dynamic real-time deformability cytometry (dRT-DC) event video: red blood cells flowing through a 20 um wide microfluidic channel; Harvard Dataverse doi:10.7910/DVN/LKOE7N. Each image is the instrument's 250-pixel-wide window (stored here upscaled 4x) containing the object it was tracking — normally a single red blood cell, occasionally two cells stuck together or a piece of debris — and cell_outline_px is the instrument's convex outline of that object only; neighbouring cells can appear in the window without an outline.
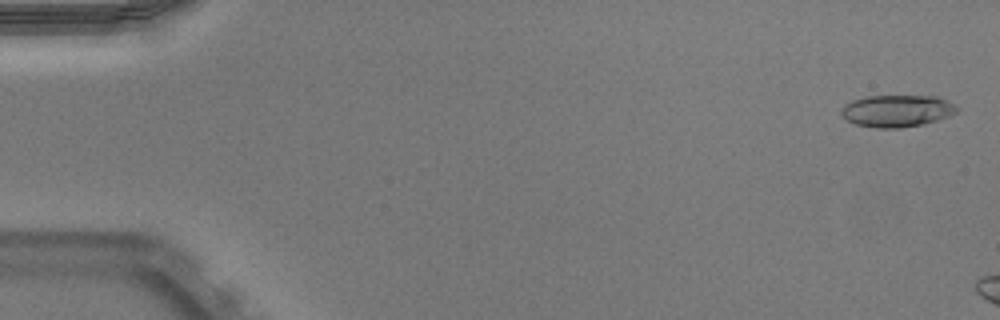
{"species": "Egyptian fruit bat (a non-hibernating species)", "species_latin": "Rousettus aegyptiacus", "temperature_condition": "warm", "stored_images_in_passage": 13, "camera_frame_rate_fps": 3000, "um_per_image_px": 0.085, "animal": {"sex": "male"}, "frame": {"image": 1, "passage_image": 1, "time_ms": 0.0, "image_size_px": [1000, 320], "cell_outline_px": [[960, 108], [956, 112], [948, 116], [924, 124], [900, 128], [876, 128], [856, 124], [848, 120], [840, 112], [844, 104], [852, 100], [868, 96], [936, 96], [956, 104]], "centroid_in_image_um": [76.26, 9.42], "position_along_channel_um": 8.7, "area_um2": 21.56}}